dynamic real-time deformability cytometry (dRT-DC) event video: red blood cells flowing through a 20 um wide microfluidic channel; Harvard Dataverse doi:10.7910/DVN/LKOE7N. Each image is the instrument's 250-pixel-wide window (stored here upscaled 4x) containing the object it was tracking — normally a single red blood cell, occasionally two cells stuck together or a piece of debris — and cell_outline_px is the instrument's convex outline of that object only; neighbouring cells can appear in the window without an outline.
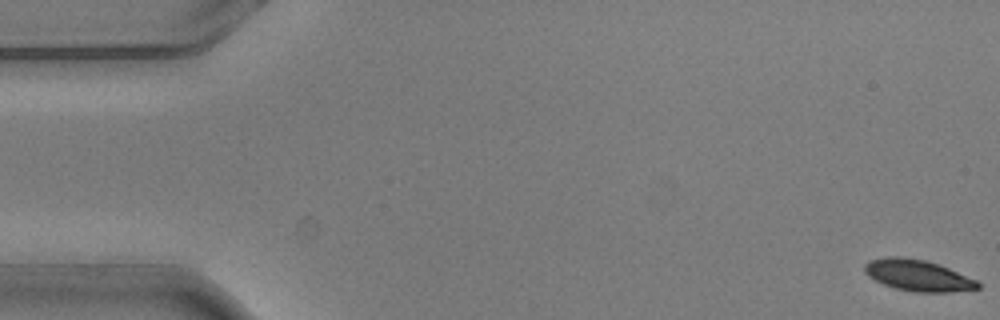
{"species": "common noctule bat (a hibernating species)", "species_latin": "Nyctalus noctula", "temperature_condition": "warm", "stored_images_in_passage": 6, "camera_frame_rate_fps": 3000, "um_per_image_px": 0.085, "animal": {"sex": "male", "body_mass_g": 20.5, "forearm_length_mm": 52.5}, "frame": {"image": 1, "passage_image": 1, "time_ms": 0.0, "image_size_px": [1000, 320], "cell_outline_px": [[980, 288], [948, 292], [912, 292], [896, 288], [884, 284], [868, 276], [864, 272], [864, 264], [868, 260], [888, 256], [900, 256], [924, 260], [940, 264], [976, 280], [980, 284]], "centroid_in_image_um": [77.99, 23.4], "position_along_channel_um": 7.0, "area_um2": 20.63}}